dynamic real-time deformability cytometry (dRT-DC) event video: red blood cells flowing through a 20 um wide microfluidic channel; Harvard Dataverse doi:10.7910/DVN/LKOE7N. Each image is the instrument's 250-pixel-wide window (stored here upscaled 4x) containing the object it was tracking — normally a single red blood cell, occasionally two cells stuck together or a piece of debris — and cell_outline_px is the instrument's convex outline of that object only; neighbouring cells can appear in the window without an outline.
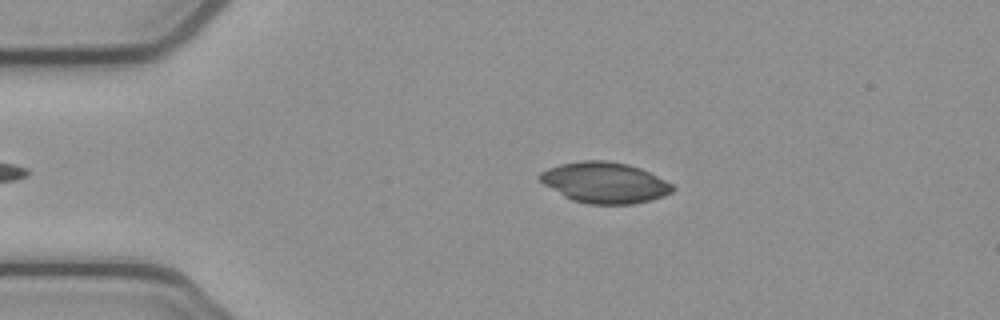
{"species": "common noctule bat (a hibernating species)", "species_latin": "Nyctalus noctula", "temperature_condition": "cold", "stored_images_in_passage": 38, "camera_frame_rate_fps": 3000, "um_per_image_px": 0.085, "animal": {"sex": "female", "body_mass_g": 21.9}, "frame": {"image": 1, "passage_image": 3, "time_ms": 0.667, "image_size_px": [1000, 320], "cell_outline_px": [[676, 188], [672, 192], [664, 196], [652, 200], [632, 204], [588, 204], [572, 200], [564, 196], [544, 184], [540, 180], [540, 172], [548, 168], [560, 164], [580, 160], [608, 160], [628, 164], [640, 168], [672, 184]], "centroid_in_image_um": [51.41, 15.52], "position_along_channel_um": 33.6, "area_um2": 31.56}}
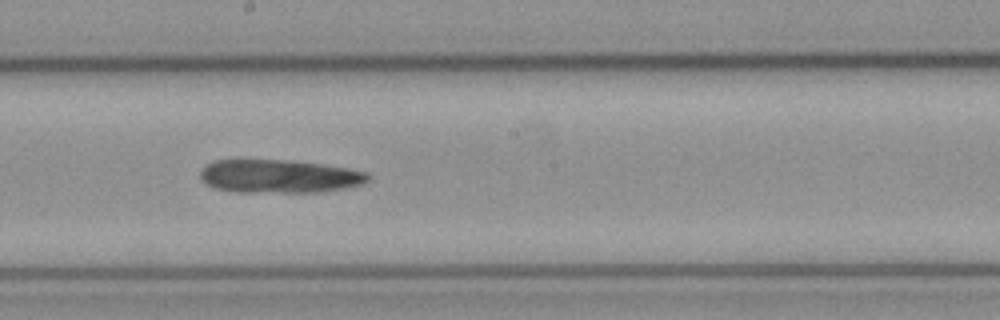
{"frame": {"image": 2, "passage_image": 21, "time_ms": 6.667, "image_size_px": [1000, 320], "cell_outline_px": [[372, 176], [364, 184], [344, 188], [320, 192], [236, 192], [216, 188], [200, 180], [200, 172], [212, 160], [288, 160], [320, 164], [348, 168], [368, 172]], "centroid_in_image_um": [23.76, 14.99], "position_along_channel_um": 224.4, "area_um2": 32.6}}
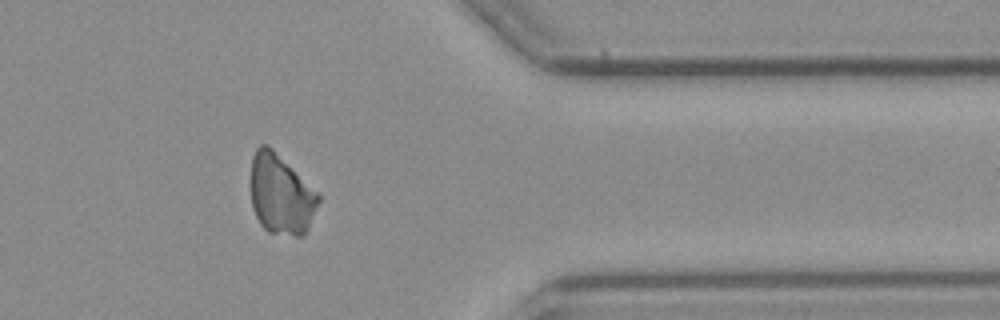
{"frame": {"image": 3, "passage_image": 35, "time_ms": 11.333, "image_size_px": [1000, 320], "cell_outline_px": [[320, 200], [308, 228], [304, 236], [296, 236], [268, 232], [260, 224], [252, 208], [252, 156], [256, 148], [260, 144], [268, 144], [320, 192]], "centroid_in_image_um": [23.91, 16.51], "position_along_channel_um": 387.5, "area_um2": 31.85}}